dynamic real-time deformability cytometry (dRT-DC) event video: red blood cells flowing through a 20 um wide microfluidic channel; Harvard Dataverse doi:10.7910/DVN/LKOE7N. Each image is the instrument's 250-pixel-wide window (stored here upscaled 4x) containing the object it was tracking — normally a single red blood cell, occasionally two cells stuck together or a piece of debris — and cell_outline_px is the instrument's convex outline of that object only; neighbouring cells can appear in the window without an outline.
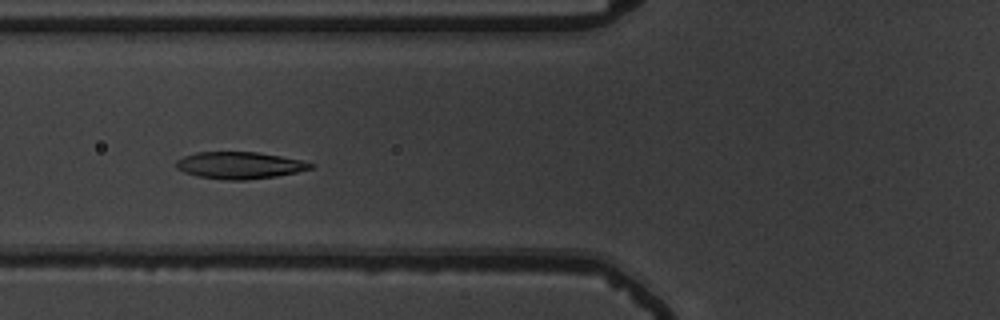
{"species": "common noctule bat (a hibernating species)", "species_latin": "Nyctalus noctula", "temperature_condition": "warm", "stored_images_in_passage": 42, "camera_frame_rate_fps": 3000, "um_per_image_px": 0.085, "animal": {"sex": "male", "body_mass_g": 19.5, "forearm_length_mm": 54.6}, "frame": {"image": 1, "passage_image": 8, "time_ms": 2.333, "image_size_px": [1000, 320], "cell_outline_px": [[316, 164], [312, 168], [296, 172], [276, 176], [248, 180], [228, 180], [196, 176], [184, 172], [176, 168], [176, 160], [184, 156], [196, 152], [256, 152], [280, 156], [300, 160]], "centroid_in_image_um": [20.34, 14.05], "position_along_channel_um": 105.5, "area_um2": 21.04}}
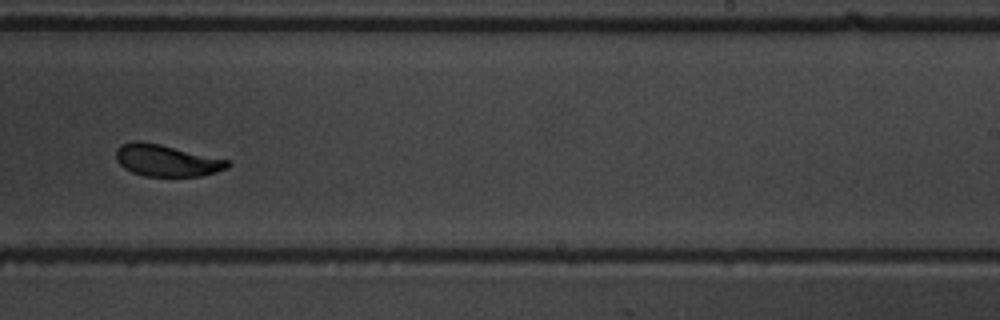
{"frame": {"image": 2, "passage_image": 22, "time_ms": 7.0, "image_size_px": [1000, 320], "cell_outline_px": [[232, 164], [228, 168], [216, 172], [200, 176], [144, 176], [132, 172], [124, 168], [116, 160], [116, 148], [120, 144], [132, 140], [140, 140], [160, 144], [228, 160]], "centroid_in_image_um": [14.12, 13.63], "position_along_channel_um": 274.9, "area_um2": 20.75}}
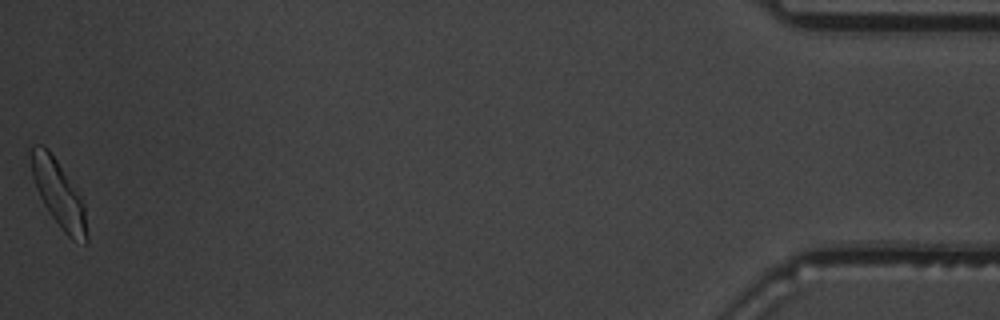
{"frame": {"image": 3, "passage_image": 42, "time_ms": 13.667, "image_size_px": [1000, 320], "cell_outline_px": [[88, 240], [84, 244], [72, 240], [64, 232], [48, 212], [36, 188], [32, 176], [32, 144], [40, 144], [48, 148], [80, 196], [84, 204], [88, 236]], "centroid_in_image_um": [5.0, 16.53], "position_along_channel_um": 430.2, "area_um2": 21.21}, "authors_computed_cell_mechanics": {"area_um2": 21.386, "velocity_mm_per_s": 3.6369, "shape_relaxation_time_tau1_ms": 4.3103, "shape_relaxation_time_tau2_ms": 1.9443, "deformation_change_tau1": 0.1805, "deformation_change_tau2": 0.0677}}